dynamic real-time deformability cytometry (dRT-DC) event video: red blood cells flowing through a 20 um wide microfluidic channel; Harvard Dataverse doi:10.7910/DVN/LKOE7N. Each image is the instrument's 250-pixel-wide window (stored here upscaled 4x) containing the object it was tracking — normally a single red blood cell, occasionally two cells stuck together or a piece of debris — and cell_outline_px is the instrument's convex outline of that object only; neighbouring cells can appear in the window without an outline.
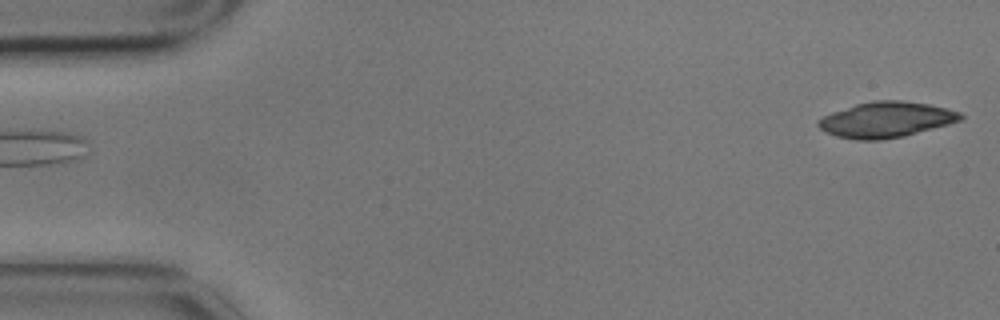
{"species": "common noctule bat (a hibernating species)", "species_latin": "Nyctalus noctula", "temperature_condition": "cold", "stored_images_in_passage": 3, "camera_frame_rate_fps": 3000, "um_per_image_px": 0.085, "animal": {"sex": "male", "body_mass_g": 17.9}, "frame": {"image": 1, "passage_image": 3, "time_ms": 0.667, "image_size_px": [1000, 320], "cell_outline_px": [[964, 120], [904, 136], [880, 140], [856, 140], [836, 136], [824, 132], [816, 124], [816, 120], [832, 112], [856, 104], [872, 100], [900, 100], [928, 104], [960, 112], [964, 116]], "centroid_in_image_um": [75.3, 10.17], "position_along_channel_um": 9.7, "area_um2": 29.59}}